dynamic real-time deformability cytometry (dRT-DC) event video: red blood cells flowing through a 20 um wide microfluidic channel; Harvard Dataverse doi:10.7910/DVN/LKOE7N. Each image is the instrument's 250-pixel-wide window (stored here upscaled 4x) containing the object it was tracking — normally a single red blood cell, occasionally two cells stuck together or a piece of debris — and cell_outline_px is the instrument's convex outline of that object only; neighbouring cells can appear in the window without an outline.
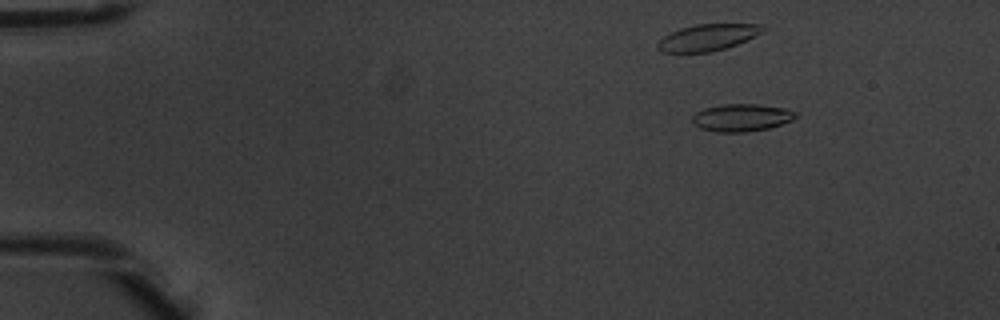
{"species": "common noctule bat (a hibernating species)", "species_latin": "Nyctalus noctula", "temperature_condition": "warm", "stored_images_in_passage": 5, "camera_frame_rate_fps": 3000, "um_per_image_px": 0.085, "animal": {"sex": "male", "body_mass_g": 20.1, "forearm_length_mm": 53.5}, "frame": {"image": 1, "passage_image": 3, "time_ms": 0.667, "image_size_px": [1000, 320], "cell_outline_px": [[796, 116], [792, 120], [768, 128], [744, 132], [716, 132], [700, 128], [692, 124], [692, 116], [696, 112], [704, 108], [724, 104], [760, 104], [788, 108], [796, 112]], "centroid_in_image_um": [63.01, 9.99], "position_along_channel_um": 22.0, "area_um2": 16.65}}